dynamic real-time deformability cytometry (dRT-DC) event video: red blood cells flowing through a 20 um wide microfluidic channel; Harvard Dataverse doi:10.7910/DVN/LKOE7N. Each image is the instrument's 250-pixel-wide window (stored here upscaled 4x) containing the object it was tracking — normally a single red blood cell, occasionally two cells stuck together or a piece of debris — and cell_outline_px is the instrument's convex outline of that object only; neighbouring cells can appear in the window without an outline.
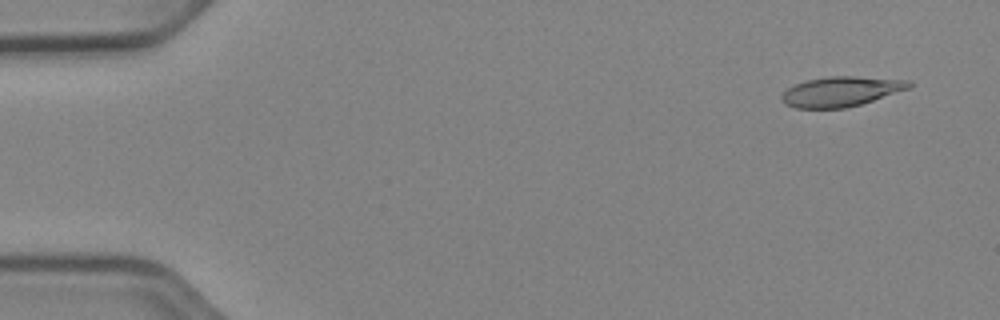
{"species": "Egyptian fruit bat (a non-hibernating species)", "species_latin": "Rousettus aegyptiacus", "temperature_condition": "cold", "stored_images_in_passage": 51, "camera_frame_rate_fps": 3000, "um_per_image_px": 0.085, "animal": {"sex": "female"}, "frame": {"image": 1, "passage_image": 3, "time_ms": 0.667, "image_size_px": [1000, 320], "cell_outline_px": [[912, 84], [908, 88], [848, 108], [796, 108], [784, 104], [780, 100], [780, 96], [788, 88], [796, 84], [808, 80], [828, 76], [856, 76], [912, 80]], "centroid_in_image_um": [71.45, 7.77], "position_along_channel_um": 13.5, "area_um2": 22.08}}
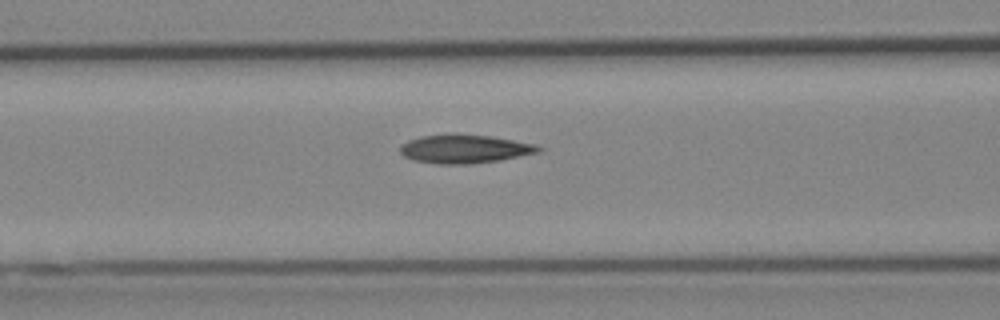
{"frame": {"image": 2, "passage_image": 21, "time_ms": 6.667, "image_size_px": [1000, 320], "cell_outline_px": [[544, 148], [540, 152], [500, 160], [472, 164], [440, 164], [412, 160], [404, 156], [400, 152], [400, 144], [408, 140], [420, 136], [452, 132], [492, 136], [536, 144]], "centroid_in_image_um": [39.48, 12.63], "position_along_channel_um": 127.1, "area_um2": 23.64}}
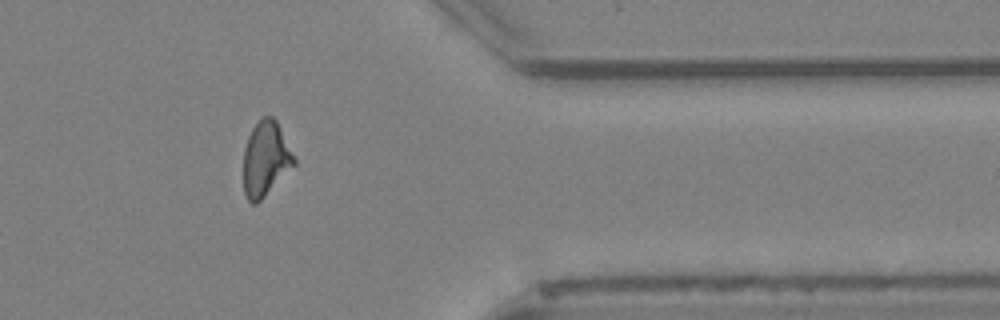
{"frame": {"image": 3, "passage_image": 42, "time_ms": 13.667, "image_size_px": [1000, 320], "cell_outline_px": [[296, 164], [256, 204], [252, 204], [248, 200], [244, 192], [244, 148], [248, 136], [252, 128], [264, 116], [272, 116], [276, 120], [296, 160]], "centroid_in_image_um": [22.57, 13.5], "position_along_channel_um": 388.8, "area_um2": 21.73}, "authors_computed_cell_mechanics": {"area_um2": 22.0796, "velocity_mm_per_s": 3.9653, "shape_relaxation_time_tau1_ms": 9.091, "shape_relaxation_time_tau2_ms": 3.3261, "deformation_change_tau1": 0.2338, "deformation_change_tau2": 0.123}}